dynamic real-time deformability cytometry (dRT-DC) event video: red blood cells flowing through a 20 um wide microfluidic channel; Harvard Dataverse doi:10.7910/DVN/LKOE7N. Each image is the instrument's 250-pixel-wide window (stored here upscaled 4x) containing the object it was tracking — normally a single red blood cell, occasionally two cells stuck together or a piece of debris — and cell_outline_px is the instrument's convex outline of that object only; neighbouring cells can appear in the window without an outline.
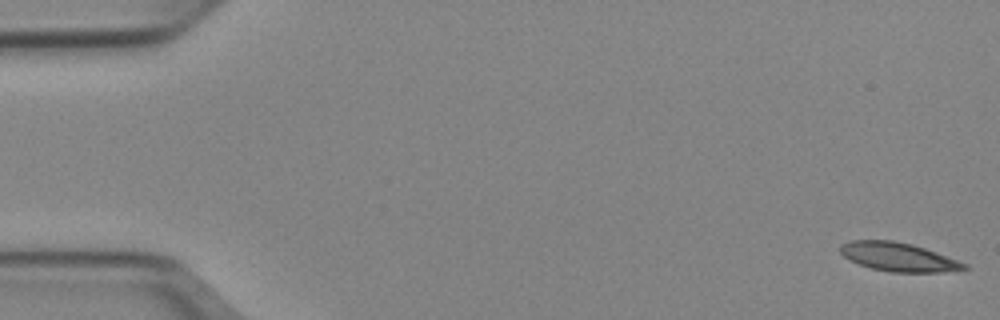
{"species": "Egyptian fruit bat (a non-hibernating species)", "species_latin": "Rousettus aegyptiacus", "temperature_condition": "cold", "stored_images_in_passage": 51, "camera_frame_rate_fps": 3000, "um_per_image_px": 0.085, "animal": {"sex": "female"}, "frame": {"image": 1, "passage_image": 1, "time_ms": 0.0, "image_size_px": [1000, 320], "cell_outline_px": [[972, 268], [940, 272], [892, 272], [872, 268], [860, 264], [844, 256], [840, 252], [840, 244], [852, 240], [892, 240], [912, 244], [936, 252], [968, 264]], "centroid_in_image_um": [76.39, 21.83], "position_along_channel_um": 8.6, "area_um2": 20.58}}
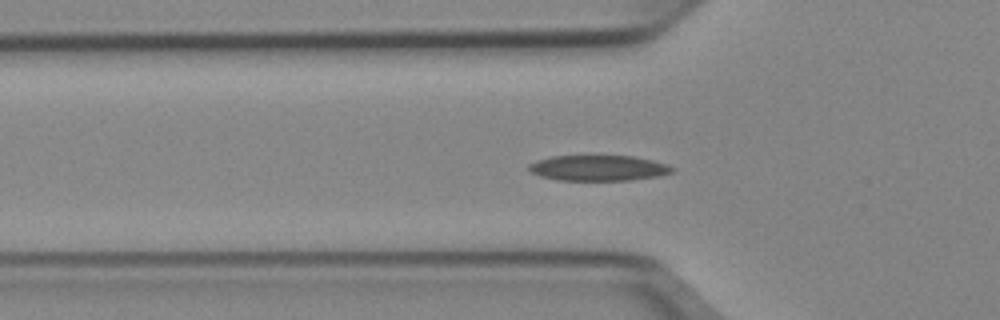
{"frame": {"image": 2, "passage_image": 17, "time_ms": 5.333, "image_size_px": [1000, 320], "cell_outline_px": [[676, 168], [672, 172], [656, 176], [628, 180], [556, 180], [540, 176], [532, 172], [528, 168], [528, 164], [536, 160], [552, 156], [632, 156], [652, 160], [668, 164]], "centroid_in_image_um": [50.85, 14.28], "position_along_channel_um": 75.0, "area_um2": 21.27}}
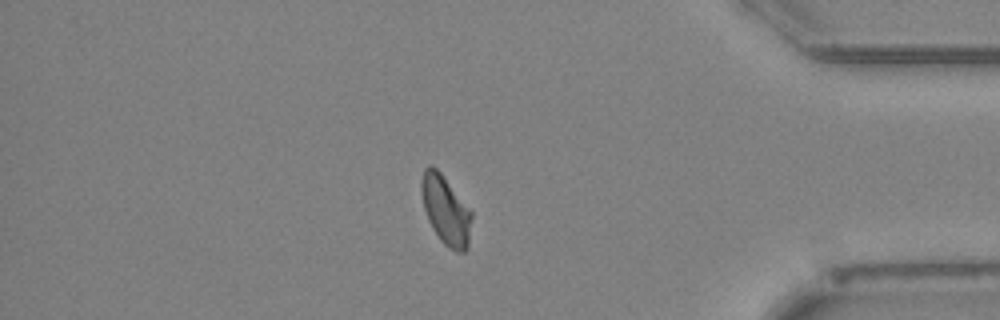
{"frame": {"image": 3, "passage_image": 44, "time_ms": 14.333, "image_size_px": [1000, 320], "cell_outline_px": [[472, 216], [468, 248], [464, 252], [456, 252], [448, 248], [440, 240], [432, 228], [428, 220], [424, 208], [420, 188], [420, 180], [424, 168], [428, 164], [432, 164], [440, 172], [472, 212]], "centroid_in_image_um": [37.87, 17.87], "position_along_channel_um": 397.3, "area_um2": 20.29}, "authors_computed_cell_mechanics": {"area_um2": 20.8658, "velocity_mm_per_s": 3.9284, "shape_relaxation_time_tau1_ms": 5.5569, "shape_relaxation_time_tau2_ms": 5.836, "deformation_change_tau1": 0.1537, "deformation_change_tau2": 0.1236}}